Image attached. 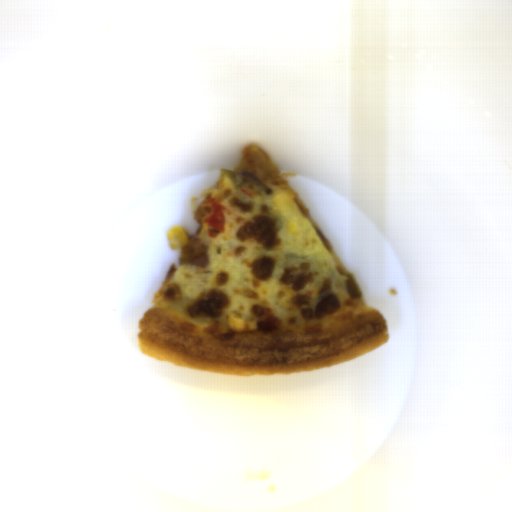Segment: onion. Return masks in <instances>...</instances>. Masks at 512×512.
<instances>
[{
    "label": "onion",
    "instance_id": "1",
    "mask_svg": "<svg viewBox=\"0 0 512 512\" xmlns=\"http://www.w3.org/2000/svg\"><path fill=\"white\" fill-rule=\"evenodd\" d=\"M238 176L242 179H248L257 184L263 192H270L265 183L256 175L249 172H237Z\"/></svg>",
    "mask_w": 512,
    "mask_h": 512
}]
</instances>
